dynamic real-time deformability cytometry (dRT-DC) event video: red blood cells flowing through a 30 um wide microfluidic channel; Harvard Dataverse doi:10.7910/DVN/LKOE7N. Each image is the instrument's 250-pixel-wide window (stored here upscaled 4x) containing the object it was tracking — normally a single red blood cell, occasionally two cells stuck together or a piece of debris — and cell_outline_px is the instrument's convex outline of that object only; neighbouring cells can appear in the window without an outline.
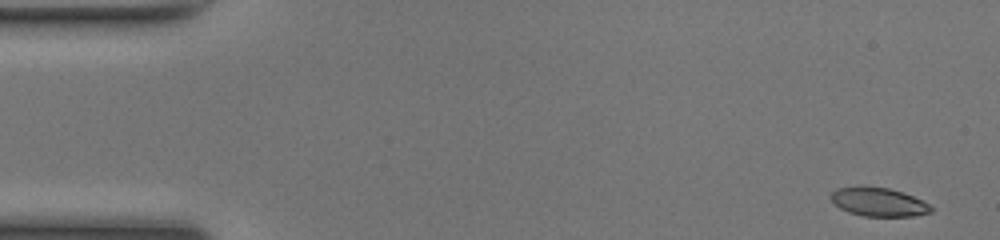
{"species": "common noctule bat (a hibernating species)", "species_latin": "Nyctalus noctula", "temperature_condition": "room temperature", "stored_images_in_passage": 48, "camera_frame_rate_fps": 3000, "um_per_image_px": 0.085, "animal": {"sex": "female", "body_mass_g": 17.0, "forearm_length_mm": 48.0}, "frame": {"image": 1, "passage_image": 1, "time_ms": 0.0, "image_size_px": [1000, 240], "cell_outline_px": [[932, 212], [916, 216], [864, 216], [848, 212], [840, 208], [828, 196], [836, 188], [856, 184], [888, 188], [912, 196], [928, 204], [932, 208]], "centroid_in_image_um": [74.61, 17.14], "position_along_channel_um": 10.4, "area_um2": 16.94}}
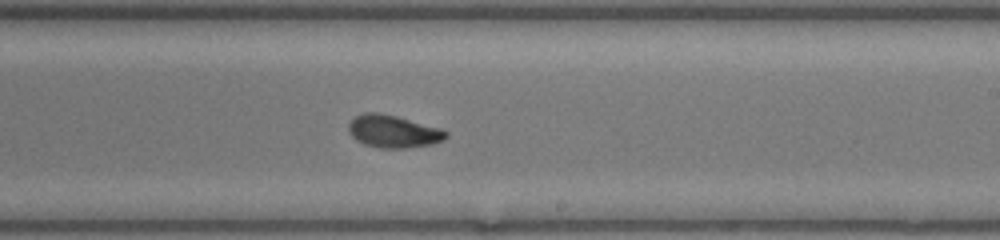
{"frame": {"image": 2, "passage_image": 28, "time_ms": 9.0, "image_size_px": [1000, 240], "cell_outline_px": [[448, 136], [444, 140], [432, 144], [408, 148], [380, 148], [364, 144], [356, 140], [348, 132], [348, 124], [356, 116], [364, 112], [376, 112], [396, 116], [440, 128], [448, 132]], "centroid_in_image_um": [33.42, 11.18], "position_along_channel_um": 255.6, "area_um2": 18.5}}
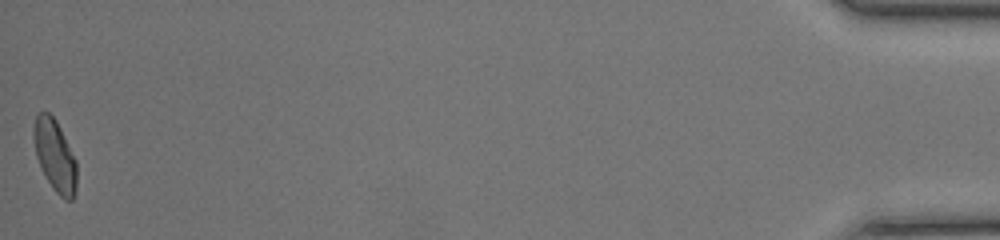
{"frame": {"image": 3, "passage_image": 48, "time_ms": 15.667, "image_size_px": [1000, 240], "cell_outline_px": [[76, 188], [72, 200], [64, 200], [52, 188], [36, 156], [32, 136], [32, 132], [36, 116], [40, 112], [48, 112], [56, 120], [76, 160]], "centroid_in_image_um": [4.66, 13.22], "position_along_channel_um": 430.5, "area_um2": 17.8}, "authors_computed_cell_mechanics": {"area_um2": 18.0625, "velocity_mm_per_s": 4.211, "shape_relaxation_time_tau1_ms": 5.703, "shape_relaxation_time_tau2_ms": 2.2331, "deformation_change_tau1": 0.1761, "deformation_change_tau2": 0.0689}}